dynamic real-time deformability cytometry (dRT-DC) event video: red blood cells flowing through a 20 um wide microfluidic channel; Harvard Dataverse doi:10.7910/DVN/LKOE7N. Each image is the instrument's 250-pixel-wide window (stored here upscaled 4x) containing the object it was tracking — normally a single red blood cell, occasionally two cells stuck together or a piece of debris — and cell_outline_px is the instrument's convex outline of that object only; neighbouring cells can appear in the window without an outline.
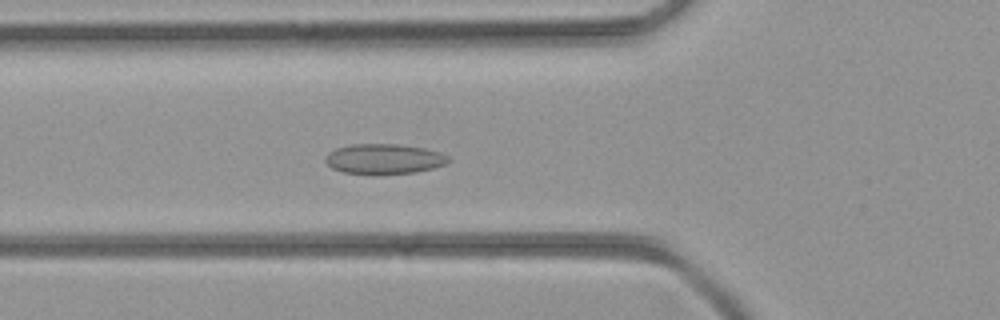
{"species": "common noctule bat (a hibernating species)", "species_latin": "Nyctalus noctula", "temperature_condition": "room temperature", "stored_images_in_passage": 31, "camera_frame_rate_fps": 3000, "um_per_image_px": 0.085, "animal": {"sex": "female", "body_mass_g": 21.9}, "frame": {"image": 1, "passage_image": 3, "time_ms": 0.667, "image_size_px": [1000, 320], "cell_outline_px": [[452, 160], [448, 164], [416, 172], [372, 176], [344, 172], [332, 168], [324, 160], [324, 156], [328, 152], [336, 148], [348, 144], [400, 144], [424, 148], [440, 152], [448, 156]], "centroid_in_image_um": [32.64, 13.52], "position_along_channel_um": 93.2, "area_um2": 22.25}}
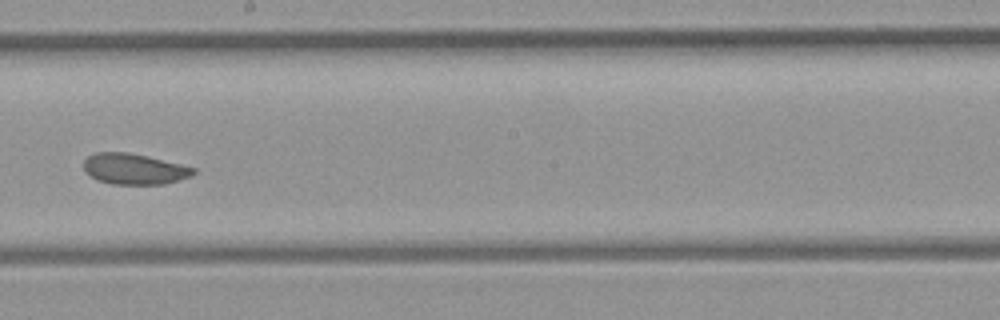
{"frame": {"image": 2, "passage_image": 12, "time_ms": 3.667, "image_size_px": [1000, 320], "cell_outline_px": [[196, 172], [192, 176], [180, 180], [164, 184], [112, 184], [96, 180], [84, 172], [84, 160], [88, 156], [96, 152], [128, 152], [148, 156], [196, 168]], "centroid_in_image_um": [11.4, 14.36], "position_along_channel_um": 236.8, "area_um2": 19.88}}
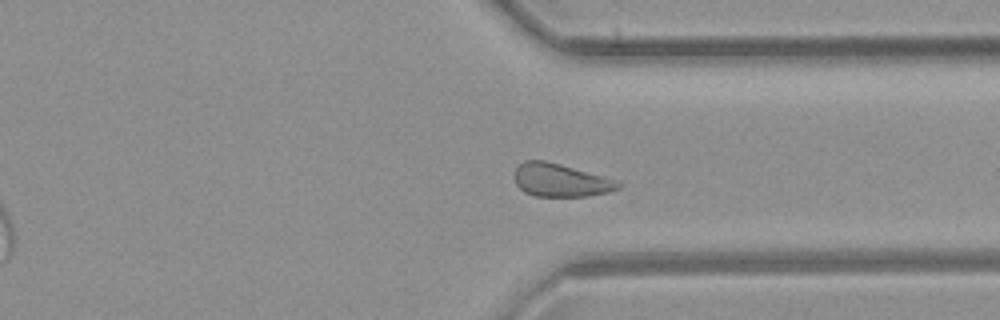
{"frame": {"image": 3, "passage_image": 20, "time_ms": 6.333, "image_size_px": [1000, 320], "cell_outline_px": [[624, 184], [620, 188], [608, 192], [588, 196], [536, 196], [524, 192], [516, 184], [516, 164], [524, 160], [544, 160], [560, 164], [620, 180]], "centroid_in_image_um": [47.7, 15.31], "position_along_channel_um": 363.7, "area_um2": 20.17}}